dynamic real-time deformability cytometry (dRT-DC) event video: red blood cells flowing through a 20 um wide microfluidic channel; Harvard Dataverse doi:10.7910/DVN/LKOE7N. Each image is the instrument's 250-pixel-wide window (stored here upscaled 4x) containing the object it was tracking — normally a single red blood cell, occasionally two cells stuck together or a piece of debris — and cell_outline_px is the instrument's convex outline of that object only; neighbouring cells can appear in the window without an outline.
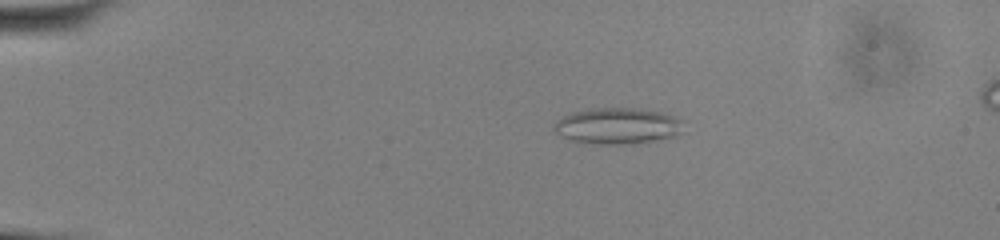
{"species": "common noctule bat (a hibernating species)", "species_latin": "Nyctalus noctula", "temperature_condition": "cold", "stored_images_in_passage": 53, "camera_frame_rate_fps": 3000, "um_per_image_px": 0.085, "animal": {"sex": "male", "body_mass_g": 13.0, "forearm_length_mm": 53.1}, "frame": {"image": 1, "passage_image": 11, "time_ms": 3.333, "image_size_px": [1000, 240], "cell_outline_px": [[684, 132], [676, 136], [636, 144], [592, 144], [568, 140], [560, 136], [552, 128], [552, 124], [556, 120], [572, 112], [592, 108], [640, 108], [660, 112], [676, 116], [684, 120]], "centroid_in_image_um": [52.52, 10.71], "position_along_channel_um": 32.5, "area_um2": 28.03}}
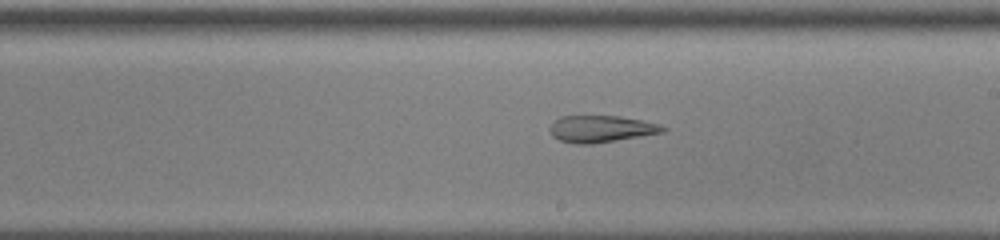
{"frame": {"image": 2, "passage_image": 32, "time_ms": 10.333, "image_size_px": [1000, 240], "cell_outline_px": [[668, 128], [664, 132], [592, 144], [572, 144], [560, 140], [552, 136], [548, 128], [560, 116], [620, 116], [660, 124]], "centroid_in_image_um": [51.08, 10.96], "position_along_channel_um": 237.9, "area_um2": 17.63}}
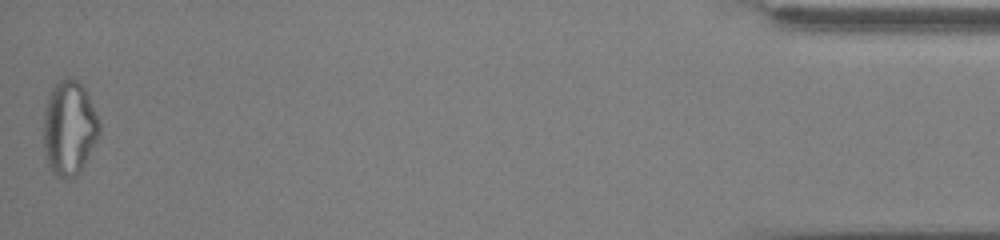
{"frame": {"image": 3, "passage_image": 53, "time_ms": 17.333, "image_size_px": [1000, 240], "cell_outline_px": [[100, 132], [80, 172], [76, 176], [64, 180], [56, 176], [52, 172], [48, 164], [44, 152], [44, 108], [48, 96], [52, 88], [64, 76], [72, 76], [84, 84], [88, 92], [100, 124]], "centroid_in_image_um": [5.88, 10.84], "position_along_channel_um": 429.3, "area_um2": 31.21}, "authors_computed_cell_mechanics": {"area_um2": 25.4898, "velocity_mm_per_s": 3.9211, "shape_relaxation_time_tau1_ms": null, "shape_relaxation_time_tau2_ms": 3.9481, "deformation_change_tau1": null, "deformation_change_tau2": 0.1355}}